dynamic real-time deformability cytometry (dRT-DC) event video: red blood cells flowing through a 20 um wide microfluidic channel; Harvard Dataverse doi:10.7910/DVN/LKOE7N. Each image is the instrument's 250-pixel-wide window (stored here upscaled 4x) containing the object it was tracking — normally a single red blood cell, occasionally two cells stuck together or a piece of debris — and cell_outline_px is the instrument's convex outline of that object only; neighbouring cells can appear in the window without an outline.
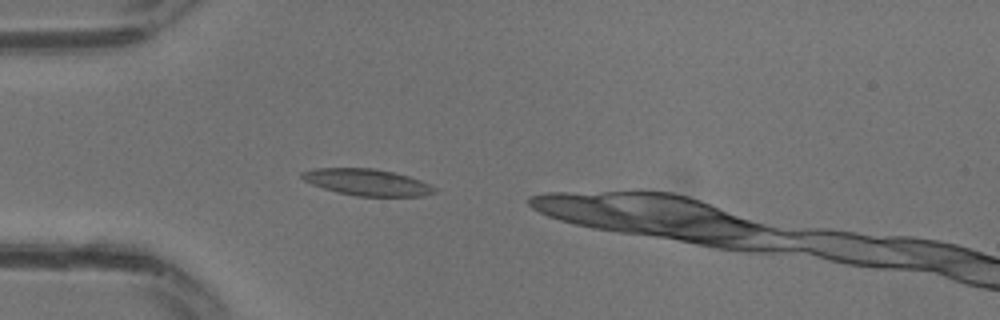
{"species": "common noctule bat (a hibernating species)", "species_latin": "Nyctalus noctula", "temperature_condition": "warm", "stored_images_in_passage": 12, "segment_of_instrument_passage": [1, 2], "camera_frame_rate_fps": 3000, "um_per_image_px": 0.085, "animal": {"sex": "male", "body_mass_g": 13.3}, "frame": {"image": 1, "passage_image": 1, "time_ms": 0.0, "image_size_px": [1000, 320], "cell_outline_px": [[436, 192], [424, 196], [356, 196], [336, 192], [312, 184], [304, 180], [300, 176], [300, 172], [312, 168], [372, 168], [392, 172], [408, 176], [420, 180], [436, 188]], "centroid_in_image_um": [31.17, 15.49], "position_along_channel_um": 53.8, "area_um2": 20.46}}
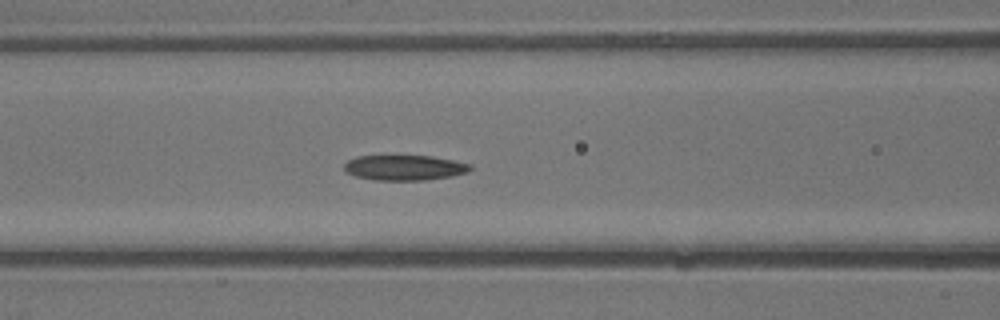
{"frame": {"image": 2, "passage_image": 5, "time_ms": 1.333, "image_size_px": [1000, 320], "cell_outline_px": [[472, 168], [468, 172], [448, 176], [424, 180], [376, 180], [356, 176], [344, 172], [344, 164], [348, 160], [356, 156], [432, 156], [472, 164]], "centroid_in_image_um": [34.35, 14.25], "position_along_channel_um": 132.2, "area_um2": 18.44}}
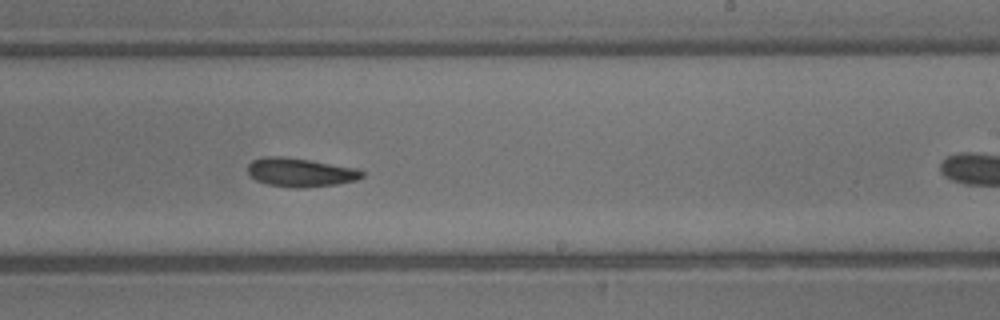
{"frame": {"image": 3, "passage_image": 11, "time_ms": 3.333, "image_size_px": [1000, 320], "cell_outline_px": [[364, 176], [356, 180], [336, 184], [304, 188], [292, 188], [268, 184], [256, 180], [248, 172], [248, 164], [252, 160], [264, 156], [284, 156], [356, 168], [364, 172]], "centroid_in_image_um": [25.51, 14.65], "position_along_channel_um": 263.5, "area_um2": 19.07}}